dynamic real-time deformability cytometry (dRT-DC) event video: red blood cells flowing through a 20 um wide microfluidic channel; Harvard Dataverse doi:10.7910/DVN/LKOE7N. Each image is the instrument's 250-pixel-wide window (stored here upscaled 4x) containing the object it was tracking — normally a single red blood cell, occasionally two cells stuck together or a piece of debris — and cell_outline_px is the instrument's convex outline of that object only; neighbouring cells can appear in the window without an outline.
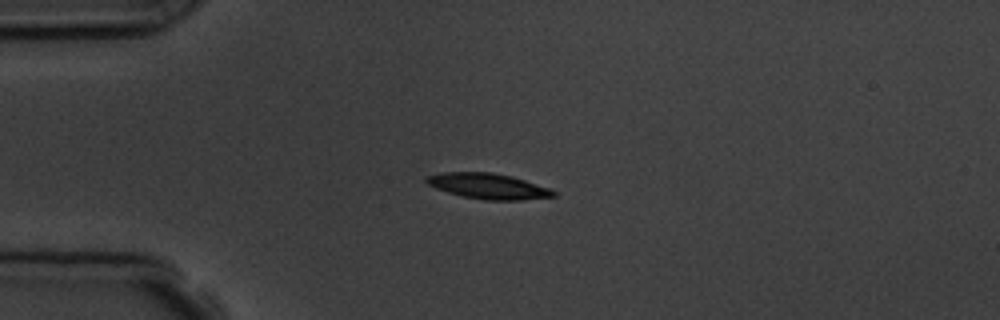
{"species": "common noctule bat (a hibernating species)", "species_latin": "Nyctalus noctula", "temperature_condition": "room temperature", "stored_images_in_passage": 8, "camera_frame_rate_fps": 3000, "um_per_image_px": 0.085, "animal": {"sex": "male", "body_mass_g": 19.5, "forearm_length_mm": 54.6}, "frame": {"image": 1, "passage_image": 3, "time_ms": 2.333, "image_size_px": [1000, 320], "cell_outline_px": [[556, 196], [520, 200], [484, 200], [464, 196], [448, 192], [436, 188], [428, 184], [424, 180], [424, 176], [440, 172], [492, 172], [512, 176], [552, 188], [556, 192]], "centroid_in_image_um": [41.5, 15.81], "position_along_channel_um": 43.5, "area_um2": 19.07}}